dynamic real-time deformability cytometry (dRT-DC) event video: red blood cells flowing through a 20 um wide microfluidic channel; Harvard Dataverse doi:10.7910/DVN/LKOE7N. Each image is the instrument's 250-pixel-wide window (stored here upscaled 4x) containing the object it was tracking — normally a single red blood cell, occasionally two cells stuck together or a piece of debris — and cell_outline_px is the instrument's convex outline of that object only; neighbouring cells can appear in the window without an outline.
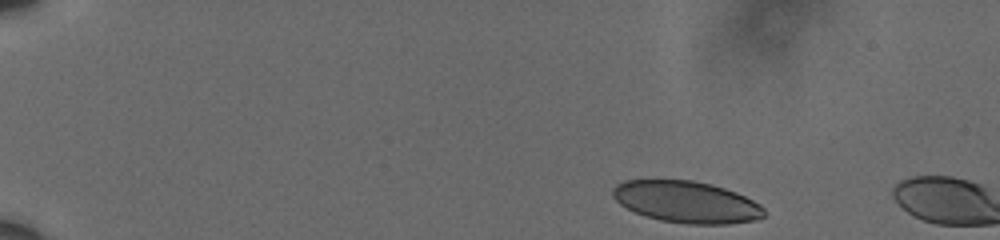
{"species": "human", "species_latin": "Homo sapiens", "temperature_condition": "cold", "stored_images_in_passage": 3, "camera_frame_rate_fps": 3000, "um_per_image_px": 0.085, "donor": {"sex": "male"}, "frame": {"image": 1, "passage_image": 1, "time_ms": 0.0, "image_size_px": [1000, 240], "cell_outline_px": [[764, 216], [756, 220], [728, 224], [688, 224], [660, 220], [644, 216], [620, 204], [612, 196], [612, 188], [616, 184], [624, 180], [692, 180], [712, 184], [736, 192], [760, 204], [764, 208]], "centroid_in_image_um": [58.34, 17.16], "position_along_channel_um": 26.7, "area_um2": 36.82}}